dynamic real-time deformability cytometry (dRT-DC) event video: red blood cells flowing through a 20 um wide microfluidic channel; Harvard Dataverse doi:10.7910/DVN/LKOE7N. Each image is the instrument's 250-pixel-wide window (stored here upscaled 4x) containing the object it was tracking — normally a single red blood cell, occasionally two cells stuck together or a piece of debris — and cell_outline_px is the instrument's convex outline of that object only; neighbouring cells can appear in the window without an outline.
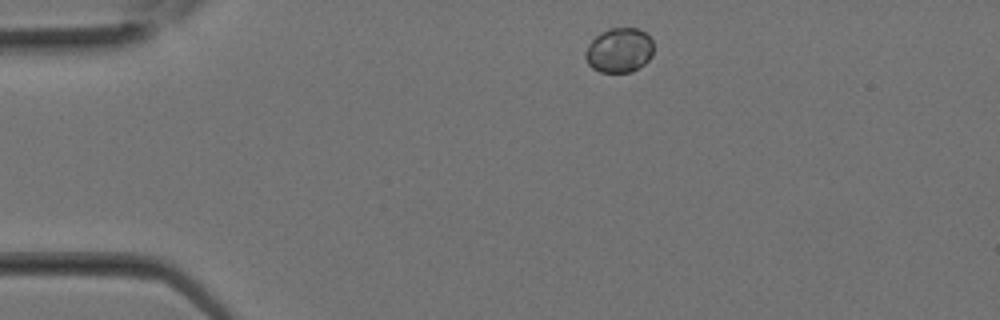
{"species": "Egyptian fruit bat (a non-hibernating species)", "species_latin": "Rousettus aegyptiacus", "temperature_condition": "room temperature", "stored_images_in_passage": 11, "camera_frame_rate_fps": 3000, "um_per_image_px": 0.085, "animal": {"sex": "female"}, "frame": {"image": 1, "passage_image": 1, "time_ms": 0.0, "image_size_px": [1000, 320], "cell_outline_px": [[652, 56], [644, 64], [632, 72], [600, 72], [592, 68], [588, 64], [584, 56], [584, 52], [588, 44], [600, 32], [608, 28], [640, 28], [652, 40]], "centroid_in_image_um": [52.61, 4.27], "position_along_channel_um": 32.4, "area_um2": 17.86}}
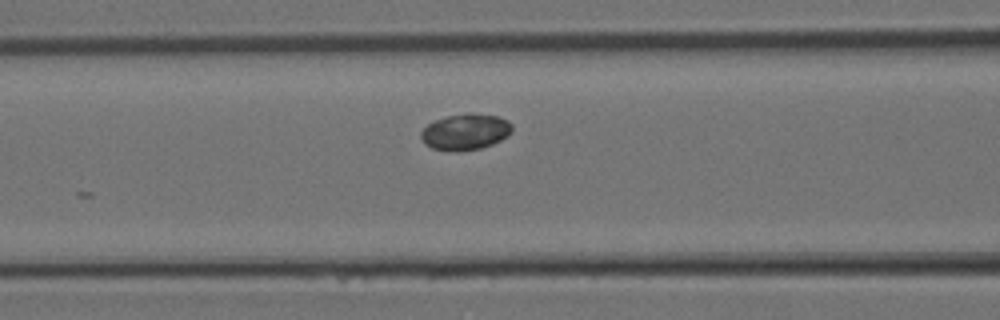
{"frame": {"image": 2, "passage_image": 7, "time_ms": 2.0, "image_size_px": [1000, 320], "cell_outline_px": [[512, 132], [508, 136], [492, 144], [480, 148], [460, 152], [452, 152], [432, 148], [424, 144], [420, 136], [420, 132], [428, 124], [444, 116], [468, 112], [476, 112], [500, 116], [508, 120], [512, 124]], "centroid_in_image_um": [39.57, 11.19], "position_along_channel_um": 127.0, "area_um2": 19.71}}
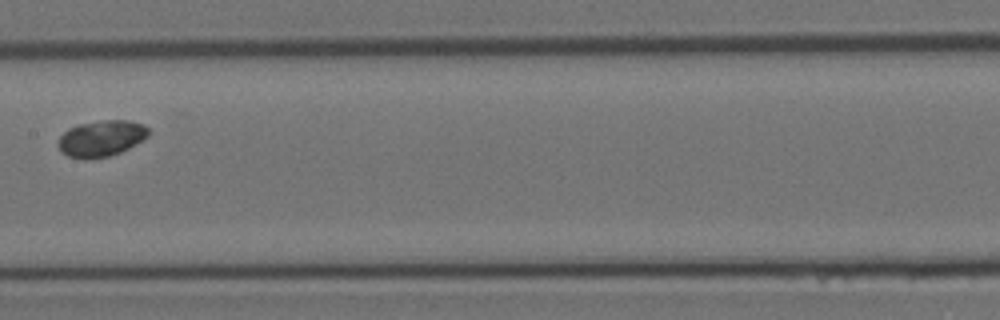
{"frame": {"image": 3, "passage_image": 10, "time_ms": 3.0, "image_size_px": [1000, 320], "cell_outline_px": [[148, 136], [136, 144], [120, 152], [108, 156], [84, 160], [68, 156], [60, 152], [56, 144], [56, 140], [68, 128], [76, 124], [104, 120], [128, 120], [144, 124], [148, 128]], "centroid_in_image_um": [8.55, 11.77], "position_along_channel_um": 198.8, "area_um2": 19.31}}